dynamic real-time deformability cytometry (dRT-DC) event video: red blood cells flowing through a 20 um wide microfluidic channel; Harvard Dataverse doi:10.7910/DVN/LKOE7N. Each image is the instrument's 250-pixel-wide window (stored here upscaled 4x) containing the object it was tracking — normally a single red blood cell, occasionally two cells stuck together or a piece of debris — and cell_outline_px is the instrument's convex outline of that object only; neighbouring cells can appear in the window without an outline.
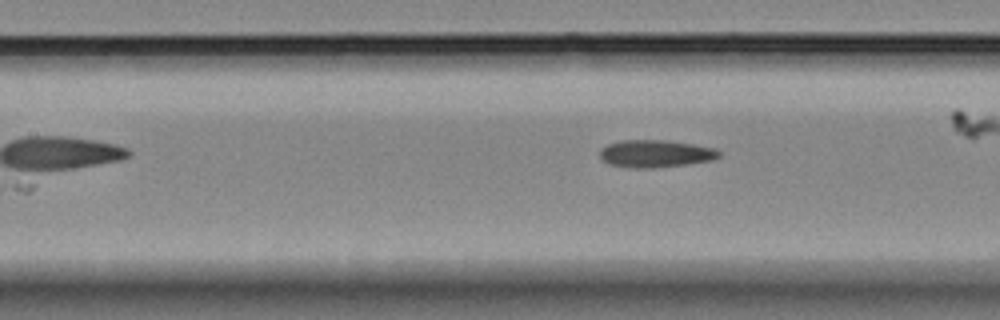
{"species": "Egyptian fruit bat (a non-hibernating species)", "species_latin": "Rousettus aegyptiacus", "temperature_condition": "room temperature", "stored_images_in_passage": 7, "camera_frame_rate_fps": 3000, "um_per_image_px": 0.085, "animal": {"sex": "female"}, "frame": {"image": 1, "passage_image": 7, "time_ms": 2.0, "image_size_px": [1000, 320], "cell_outline_px": [[720, 156], [712, 160], [684, 164], [652, 168], [632, 168], [608, 164], [600, 156], [600, 148], [608, 144], [620, 140], [664, 140], [692, 144], [716, 148], [720, 152]], "centroid_in_image_um": [55.69, 13.05], "position_along_channel_um": 151.7, "area_um2": 18.96}}